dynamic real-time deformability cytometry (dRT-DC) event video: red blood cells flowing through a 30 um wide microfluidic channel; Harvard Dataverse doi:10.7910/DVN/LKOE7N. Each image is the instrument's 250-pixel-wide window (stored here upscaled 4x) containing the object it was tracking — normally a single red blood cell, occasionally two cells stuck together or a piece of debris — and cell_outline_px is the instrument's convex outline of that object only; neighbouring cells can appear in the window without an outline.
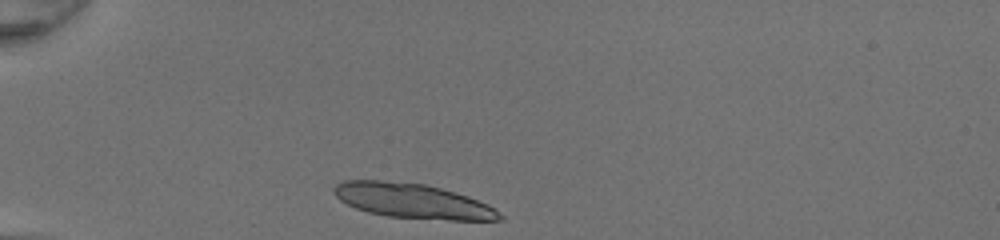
{"species": "common noctule bat (a hibernating species)", "species_latin": "Nyctalus noctula", "temperature_condition": "room temperature", "stored_images_in_passage": 28, "camera_frame_rate_fps": 3000, "um_per_image_px": 0.085, "animal": {"sex": "female", "body_mass_g": 20.0, "forearm_length_mm": 54.0}, "frame": {"image": 1, "passage_image": 1, "time_ms": 0.0, "image_size_px": [1000, 240], "cell_outline_px": [[504, 220], [452, 220], [388, 216], [368, 212], [356, 208], [340, 200], [332, 192], [332, 188], [336, 184], [344, 180], [380, 180], [424, 184], [456, 192], [468, 196], [488, 204], [496, 208], [504, 216]], "centroid_in_image_um": [35.1, 17.08], "position_along_channel_um": 49.9, "area_um2": 33.58}, "authors_computed_cell_mechanics": {"area_um2": 18.0047, "velocity_mm_per_s": 4.2985, "shape_relaxation_time_tau1_ms": null, "shape_relaxation_time_tau2_ms": 2.5772, "deformation_change_tau1": null, "deformation_change_tau2": 0.0924}}